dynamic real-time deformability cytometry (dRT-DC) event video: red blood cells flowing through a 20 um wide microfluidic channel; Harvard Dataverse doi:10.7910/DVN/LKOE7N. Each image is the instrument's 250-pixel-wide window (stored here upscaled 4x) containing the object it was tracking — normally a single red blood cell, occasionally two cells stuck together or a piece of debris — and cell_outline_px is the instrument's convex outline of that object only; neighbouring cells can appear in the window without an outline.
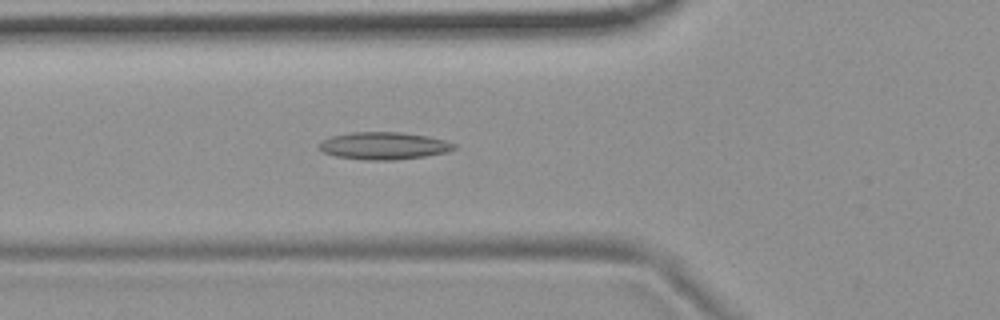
{"species": "common noctule bat (a hibernating species)", "species_latin": "Nyctalus noctula", "temperature_condition": "room temperature", "stored_images_in_passage": 46, "camera_frame_rate_fps": 3000, "um_per_image_px": 0.085, "animal": {"sex": "female", "body_mass_g": 19.9}, "frame": {"image": 1, "passage_image": 11, "time_ms": 3.333, "image_size_px": [1000, 320], "cell_outline_px": [[456, 148], [444, 152], [424, 156], [392, 160], [364, 160], [336, 156], [324, 152], [320, 148], [320, 144], [324, 140], [332, 136], [352, 132], [400, 132], [428, 136], [444, 140], [456, 144]], "centroid_in_image_um": [32.64, 12.39], "position_along_channel_um": 93.2, "area_um2": 21.21}}
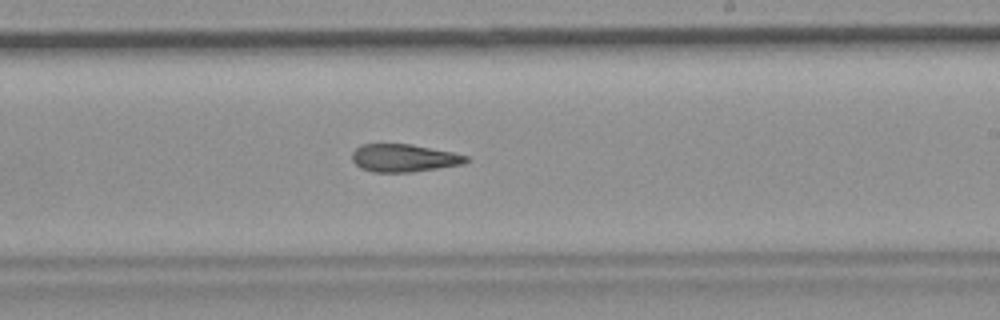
{"frame": {"image": 2, "passage_image": 24, "time_ms": 7.667, "image_size_px": [1000, 320], "cell_outline_px": [[468, 160], [464, 164], [412, 172], [372, 172], [360, 168], [352, 160], [352, 152], [360, 144], [412, 144], [452, 152], [468, 156]], "centroid_in_image_um": [34.31, 13.43], "position_along_channel_um": 254.7, "area_um2": 18.5}}
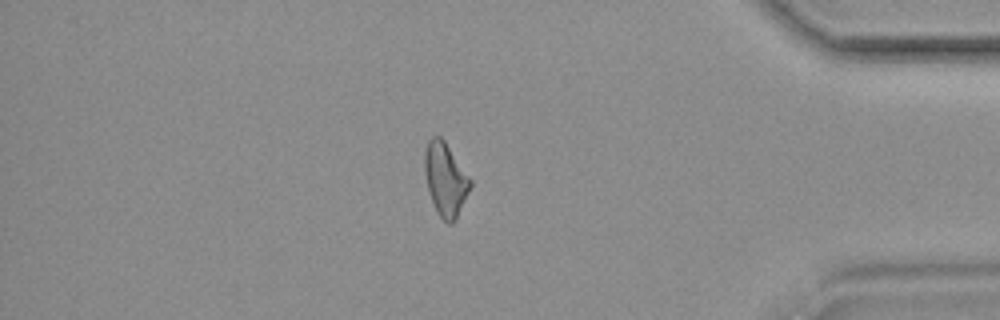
{"frame": {"image": 3, "passage_image": 38, "time_ms": 12.333, "image_size_px": [1000, 320], "cell_outline_px": [[472, 184], [456, 220], [452, 224], [448, 224], [436, 212], [428, 188], [424, 172], [424, 152], [428, 140], [432, 136], [440, 136], [444, 140], [472, 180]], "centroid_in_image_um": [37.86, 15.24], "position_along_channel_um": 397.3, "area_um2": 19.48}, "authors_computed_cell_mechanics": {"area_um2": 19.4208, "velocity_mm_per_s": 3.7248, "shape_relaxation_time_tau1_ms": null, "shape_relaxation_time_tau2_ms": 4.9933, "deformation_change_tau1": null, "deformation_change_tau2": 0.1505}}